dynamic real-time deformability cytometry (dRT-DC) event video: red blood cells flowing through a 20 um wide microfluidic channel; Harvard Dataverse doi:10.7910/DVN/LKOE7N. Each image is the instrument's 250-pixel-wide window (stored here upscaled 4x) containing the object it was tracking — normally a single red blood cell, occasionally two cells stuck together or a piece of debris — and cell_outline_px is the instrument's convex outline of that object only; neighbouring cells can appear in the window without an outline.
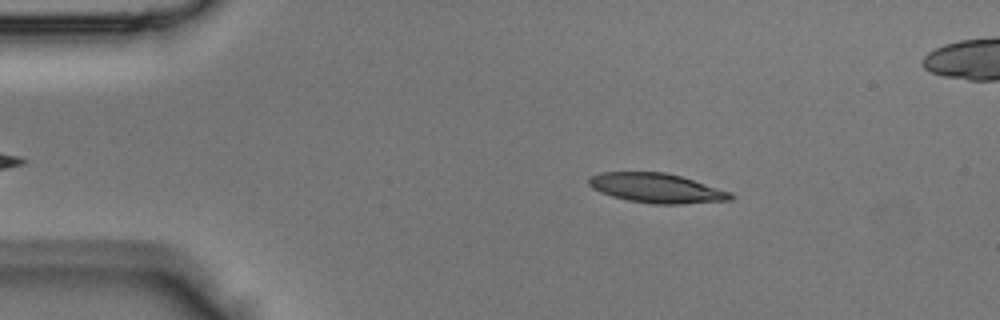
{"species": "Egyptian fruit bat (a non-hibernating species)", "species_latin": "Rousettus aegyptiacus", "temperature_condition": "room temperature", "stored_images_in_passage": 36, "camera_frame_rate_fps": 3000, "um_per_image_px": 0.085, "animal": {"sex": "male"}, "frame": {"image": 1, "passage_image": 6, "time_ms": 1.667, "image_size_px": [1000, 320], "cell_outline_px": [[736, 196], [732, 200], [680, 204], [652, 204], [628, 200], [612, 196], [600, 192], [592, 188], [588, 184], [588, 176], [600, 172], [664, 172], [680, 176], [732, 192]], "centroid_in_image_um": [55.8, 15.99], "position_along_channel_um": 29.2, "area_um2": 24.51}}
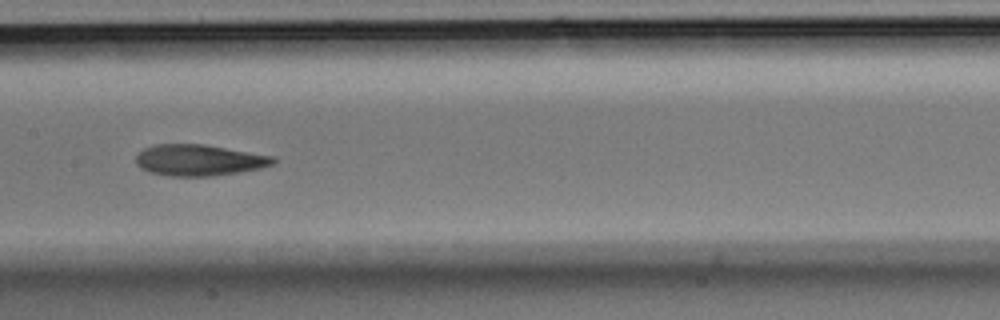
{"frame": {"image": 2, "passage_image": 20, "time_ms": 6.333, "image_size_px": [1000, 320], "cell_outline_px": [[276, 160], [272, 164], [260, 168], [212, 176], [172, 176], [148, 172], [140, 168], [136, 164], [136, 156], [144, 148], [156, 144], [204, 144], [276, 156]], "centroid_in_image_um": [16.91, 13.6], "position_along_channel_um": 190.5, "area_um2": 24.97}}
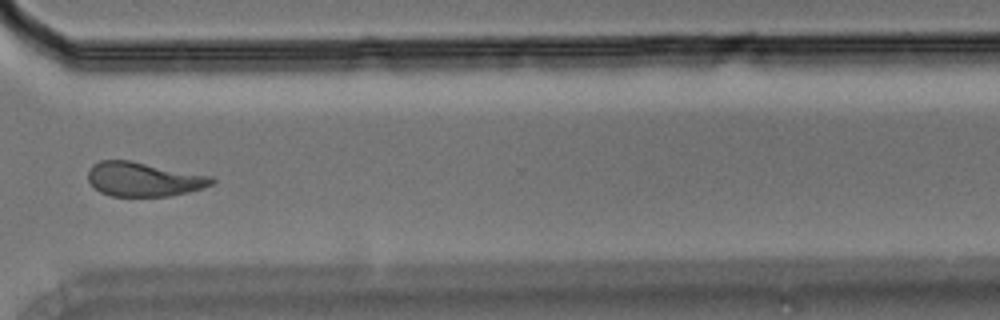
{"frame": {"image": 3, "passage_image": 31, "time_ms": 10.0, "image_size_px": [1000, 320], "cell_outline_px": [[216, 180], [212, 184], [188, 192], [168, 196], [112, 196], [100, 192], [88, 180], [88, 172], [92, 164], [100, 160], [128, 160], [212, 176]], "centroid_in_image_um": [12.19, 15.23], "position_along_channel_um": 358.4, "area_um2": 24.45}}